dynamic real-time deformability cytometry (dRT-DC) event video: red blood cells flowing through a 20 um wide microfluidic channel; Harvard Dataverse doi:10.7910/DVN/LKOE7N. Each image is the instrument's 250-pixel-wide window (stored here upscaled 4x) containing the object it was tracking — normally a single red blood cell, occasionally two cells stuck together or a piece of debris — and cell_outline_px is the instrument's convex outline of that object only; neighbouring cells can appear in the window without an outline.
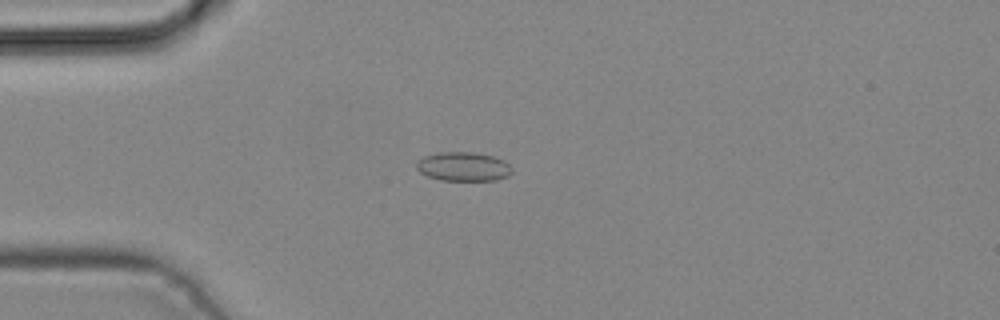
{"species": "common noctule bat (a hibernating species)", "species_latin": "Nyctalus noctula", "temperature_condition": "cold", "stored_images_in_passage": 5, "camera_frame_rate_fps": 3000, "um_per_image_px": 0.085, "animal": {"sex": "male", "body_mass_g": 19.2, "forearm_length_mm": 51.8}, "frame": {"image": 1, "passage_image": 4, "time_ms": 1.0, "image_size_px": [1000, 320], "cell_outline_px": [[512, 172], [508, 176], [496, 180], [440, 180], [428, 176], [420, 172], [416, 168], [416, 160], [424, 156], [440, 152], [472, 152], [492, 156], [504, 160], [512, 168]], "centroid_in_image_um": [39.37, 14.16], "position_along_channel_um": 45.6, "area_um2": 16.18}}